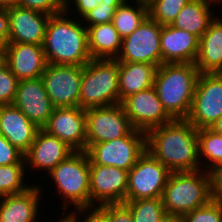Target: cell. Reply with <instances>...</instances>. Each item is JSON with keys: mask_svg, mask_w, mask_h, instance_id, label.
Returning a JSON list of instances; mask_svg holds the SVG:
<instances>
[{"mask_svg": "<svg viewBox=\"0 0 222 222\" xmlns=\"http://www.w3.org/2000/svg\"><path fill=\"white\" fill-rule=\"evenodd\" d=\"M146 150L171 172L200 170L197 129L175 119L146 133Z\"/></svg>", "mask_w": 222, "mask_h": 222, "instance_id": "cell-1", "label": "cell"}, {"mask_svg": "<svg viewBox=\"0 0 222 222\" xmlns=\"http://www.w3.org/2000/svg\"><path fill=\"white\" fill-rule=\"evenodd\" d=\"M68 16L65 10L50 16L42 45L45 57L48 64L84 66L92 59L87 28L84 23L81 25L82 20Z\"/></svg>", "mask_w": 222, "mask_h": 222, "instance_id": "cell-2", "label": "cell"}, {"mask_svg": "<svg viewBox=\"0 0 222 222\" xmlns=\"http://www.w3.org/2000/svg\"><path fill=\"white\" fill-rule=\"evenodd\" d=\"M199 74L194 63H164L157 68L154 87L173 120L188 117Z\"/></svg>", "mask_w": 222, "mask_h": 222, "instance_id": "cell-3", "label": "cell"}, {"mask_svg": "<svg viewBox=\"0 0 222 222\" xmlns=\"http://www.w3.org/2000/svg\"><path fill=\"white\" fill-rule=\"evenodd\" d=\"M212 198V175L203 169L171 172L161 196L165 212L182 217Z\"/></svg>", "mask_w": 222, "mask_h": 222, "instance_id": "cell-4", "label": "cell"}, {"mask_svg": "<svg viewBox=\"0 0 222 222\" xmlns=\"http://www.w3.org/2000/svg\"><path fill=\"white\" fill-rule=\"evenodd\" d=\"M119 104V62L91 59L83 66L80 108L83 110Z\"/></svg>", "mask_w": 222, "mask_h": 222, "instance_id": "cell-5", "label": "cell"}, {"mask_svg": "<svg viewBox=\"0 0 222 222\" xmlns=\"http://www.w3.org/2000/svg\"><path fill=\"white\" fill-rule=\"evenodd\" d=\"M49 177L63 200L64 212H67L69 204L75 210L90 207V171L86 151H74L49 173Z\"/></svg>", "mask_w": 222, "mask_h": 222, "instance_id": "cell-6", "label": "cell"}, {"mask_svg": "<svg viewBox=\"0 0 222 222\" xmlns=\"http://www.w3.org/2000/svg\"><path fill=\"white\" fill-rule=\"evenodd\" d=\"M146 133L134 130L115 140L91 144L86 153L89 164L114 166L129 171L146 152Z\"/></svg>", "mask_w": 222, "mask_h": 222, "instance_id": "cell-7", "label": "cell"}, {"mask_svg": "<svg viewBox=\"0 0 222 222\" xmlns=\"http://www.w3.org/2000/svg\"><path fill=\"white\" fill-rule=\"evenodd\" d=\"M222 116V73H200L186 120L196 129L210 128Z\"/></svg>", "mask_w": 222, "mask_h": 222, "instance_id": "cell-8", "label": "cell"}, {"mask_svg": "<svg viewBox=\"0 0 222 222\" xmlns=\"http://www.w3.org/2000/svg\"><path fill=\"white\" fill-rule=\"evenodd\" d=\"M162 25L149 16L130 35L123 38L119 63L162 64L160 36Z\"/></svg>", "mask_w": 222, "mask_h": 222, "instance_id": "cell-9", "label": "cell"}, {"mask_svg": "<svg viewBox=\"0 0 222 222\" xmlns=\"http://www.w3.org/2000/svg\"><path fill=\"white\" fill-rule=\"evenodd\" d=\"M171 171L145 152L128 171L126 201L161 198Z\"/></svg>", "mask_w": 222, "mask_h": 222, "instance_id": "cell-10", "label": "cell"}, {"mask_svg": "<svg viewBox=\"0 0 222 222\" xmlns=\"http://www.w3.org/2000/svg\"><path fill=\"white\" fill-rule=\"evenodd\" d=\"M85 114L86 149L91 144L115 140L135 130L121 103L87 109Z\"/></svg>", "mask_w": 222, "mask_h": 222, "instance_id": "cell-11", "label": "cell"}, {"mask_svg": "<svg viewBox=\"0 0 222 222\" xmlns=\"http://www.w3.org/2000/svg\"><path fill=\"white\" fill-rule=\"evenodd\" d=\"M83 66L47 64L41 79L54 107H80Z\"/></svg>", "mask_w": 222, "mask_h": 222, "instance_id": "cell-12", "label": "cell"}, {"mask_svg": "<svg viewBox=\"0 0 222 222\" xmlns=\"http://www.w3.org/2000/svg\"><path fill=\"white\" fill-rule=\"evenodd\" d=\"M121 105L135 130H149L171 122L164 110L154 86L129 95Z\"/></svg>", "mask_w": 222, "mask_h": 222, "instance_id": "cell-13", "label": "cell"}, {"mask_svg": "<svg viewBox=\"0 0 222 222\" xmlns=\"http://www.w3.org/2000/svg\"><path fill=\"white\" fill-rule=\"evenodd\" d=\"M90 207L124 203L128 186V171L114 166L89 164Z\"/></svg>", "mask_w": 222, "mask_h": 222, "instance_id": "cell-14", "label": "cell"}, {"mask_svg": "<svg viewBox=\"0 0 222 222\" xmlns=\"http://www.w3.org/2000/svg\"><path fill=\"white\" fill-rule=\"evenodd\" d=\"M74 151H86V114L77 107H55L42 128Z\"/></svg>", "mask_w": 222, "mask_h": 222, "instance_id": "cell-15", "label": "cell"}, {"mask_svg": "<svg viewBox=\"0 0 222 222\" xmlns=\"http://www.w3.org/2000/svg\"><path fill=\"white\" fill-rule=\"evenodd\" d=\"M13 105L39 129L48 123L55 108L47 95L41 77L20 80Z\"/></svg>", "mask_w": 222, "mask_h": 222, "instance_id": "cell-16", "label": "cell"}, {"mask_svg": "<svg viewBox=\"0 0 222 222\" xmlns=\"http://www.w3.org/2000/svg\"><path fill=\"white\" fill-rule=\"evenodd\" d=\"M7 12L9 17V43L43 45L50 15L17 5L7 7Z\"/></svg>", "mask_w": 222, "mask_h": 222, "instance_id": "cell-17", "label": "cell"}, {"mask_svg": "<svg viewBox=\"0 0 222 222\" xmlns=\"http://www.w3.org/2000/svg\"><path fill=\"white\" fill-rule=\"evenodd\" d=\"M3 62L19 81L41 77L48 64L43 46L28 43H8Z\"/></svg>", "mask_w": 222, "mask_h": 222, "instance_id": "cell-18", "label": "cell"}, {"mask_svg": "<svg viewBox=\"0 0 222 222\" xmlns=\"http://www.w3.org/2000/svg\"><path fill=\"white\" fill-rule=\"evenodd\" d=\"M73 152L65 142L39 129L31 147L24 153L25 165L38 171L43 169L49 174Z\"/></svg>", "mask_w": 222, "mask_h": 222, "instance_id": "cell-19", "label": "cell"}, {"mask_svg": "<svg viewBox=\"0 0 222 222\" xmlns=\"http://www.w3.org/2000/svg\"><path fill=\"white\" fill-rule=\"evenodd\" d=\"M160 50L164 63H194L199 50V38L172 25L161 28Z\"/></svg>", "mask_w": 222, "mask_h": 222, "instance_id": "cell-20", "label": "cell"}, {"mask_svg": "<svg viewBox=\"0 0 222 222\" xmlns=\"http://www.w3.org/2000/svg\"><path fill=\"white\" fill-rule=\"evenodd\" d=\"M39 128L17 107L0 105V134L25 153L34 142Z\"/></svg>", "mask_w": 222, "mask_h": 222, "instance_id": "cell-21", "label": "cell"}, {"mask_svg": "<svg viewBox=\"0 0 222 222\" xmlns=\"http://www.w3.org/2000/svg\"><path fill=\"white\" fill-rule=\"evenodd\" d=\"M41 189L31 185L24 192L1 196L0 222H37Z\"/></svg>", "mask_w": 222, "mask_h": 222, "instance_id": "cell-22", "label": "cell"}, {"mask_svg": "<svg viewBox=\"0 0 222 222\" xmlns=\"http://www.w3.org/2000/svg\"><path fill=\"white\" fill-rule=\"evenodd\" d=\"M195 65L199 73H222V18L216 16L199 38Z\"/></svg>", "mask_w": 222, "mask_h": 222, "instance_id": "cell-23", "label": "cell"}, {"mask_svg": "<svg viewBox=\"0 0 222 222\" xmlns=\"http://www.w3.org/2000/svg\"><path fill=\"white\" fill-rule=\"evenodd\" d=\"M87 28L88 50L92 59H117L123 38L112 22Z\"/></svg>", "mask_w": 222, "mask_h": 222, "instance_id": "cell-24", "label": "cell"}, {"mask_svg": "<svg viewBox=\"0 0 222 222\" xmlns=\"http://www.w3.org/2000/svg\"><path fill=\"white\" fill-rule=\"evenodd\" d=\"M157 68L150 63H119V103L129 95L154 86Z\"/></svg>", "mask_w": 222, "mask_h": 222, "instance_id": "cell-25", "label": "cell"}, {"mask_svg": "<svg viewBox=\"0 0 222 222\" xmlns=\"http://www.w3.org/2000/svg\"><path fill=\"white\" fill-rule=\"evenodd\" d=\"M212 3L217 4L212 0H191L182 8L171 25L200 38L216 17L211 10V5H214Z\"/></svg>", "mask_w": 222, "mask_h": 222, "instance_id": "cell-26", "label": "cell"}, {"mask_svg": "<svg viewBox=\"0 0 222 222\" xmlns=\"http://www.w3.org/2000/svg\"><path fill=\"white\" fill-rule=\"evenodd\" d=\"M135 1V2H134ZM136 6L130 5L125 0L117 9L113 16L112 23L122 38L130 35L149 16L146 1L134 0Z\"/></svg>", "mask_w": 222, "mask_h": 222, "instance_id": "cell-27", "label": "cell"}, {"mask_svg": "<svg viewBox=\"0 0 222 222\" xmlns=\"http://www.w3.org/2000/svg\"><path fill=\"white\" fill-rule=\"evenodd\" d=\"M197 138L199 158L208 162V165H201L202 169L211 173L222 165V135L210 128H201L197 129Z\"/></svg>", "mask_w": 222, "mask_h": 222, "instance_id": "cell-28", "label": "cell"}, {"mask_svg": "<svg viewBox=\"0 0 222 222\" xmlns=\"http://www.w3.org/2000/svg\"><path fill=\"white\" fill-rule=\"evenodd\" d=\"M25 163L0 166V197L26 191L30 185L24 184ZM24 184V185H23Z\"/></svg>", "mask_w": 222, "mask_h": 222, "instance_id": "cell-29", "label": "cell"}, {"mask_svg": "<svg viewBox=\"0 0 222 222\" xmlns=\"http://www.w3.org/2000/svg\"><path fill=\"white\" fill-rule=\"evenodd\" d=\"M130 209L133 222H159L166 213L161 198H146L125 201Z\"/></svg>", "mask_w": 222, "mask_h": 222, "instance_id": "cell-30", "label": "cell"}, {"mask_svg": "<svg viewBox=\"0 0 222 222\" xmlns=\"http://www.w3.org/2000/svg\"><path fill=\"white\" fill-rule=\"evenodd\" d=\"M191 0H147L148 15L157 23L171 25L183 7Z\"/></svg>", "mask_w": 222, "mask_h": 222, "instance_id": "cell-31", "label": "cell"}, {"mask_svg": "<svg viewBox=\"0 0 222 222\" xmlns=\"http://www.w3.org/2000/svg\"><path fill=\"white\" fill-rule=\"evenodd\" d=\"M182 222H222V202L212 198L206 205L185 214Z\"/></svg>", "mask_w": 222, "mask_h": 222, "instance_id": "cell-32", "label": "cell"}, {"mask_svg": "<svg viewBox=\"0 0 222 222\" xmlns=\"http://www.w3.org/2000/svg\"><path fill=\"white\" fill-rule=\"evenodd\" d=\"M125 0H103L95 9L87 13L83 18H81L82 23L86 21V27L93 26L96 24L110 23L112 22L113 16L116 9Z\"/></svg>", "mask_w": 222, "mask_h": 222, "instance_id": "cell-33", "label": "cell"}, {"mask_svg": "<svg viewBox=\"0 0 222 222\" xmlns=\"http://www.w3.org/2000/svg\"><path fill=\"white\" fill-rule=\"evenodd\" d=\"M19 80L2 61L0 64V105L13 104Z\"/></svg>", "mask_w": 222, "mask_h": 222, "instance_id": "cell-34", "label": "cell"}, {"mask_svg": "<svg viewBox=\"0 0 222 222\" xmlns=\"http://www.w3.org/2000/svg\"><path fill=\"white\" fill-rule=\"evenodd\" d=\"M64 0H17V6L36 10L50 16L65 10Z\"/></svg>", "mask_w": 222, "mask_h": 222, "instance_id": "cell-35", "label": "cell"}, {"mask_svg": "<svg viewBox=\"0 0 222 222\" xmlns=\"http://www.w3.org/2000/svg\"><path fill=\"white\" fill-rule=\"evenodd\" d=\"M25 163L24 153L0 134V166Z\"/></svg>", "mask_w": 222, "mask_h": 222, "instance_id": "cell-36", "label": "cell"}, {"mask_svg": "<svg viewBox=\"0 0 222 222\" xmlns=\"http://www.w3.org/2000/svg\"><path fill=\"white\" fill-rule=\"evenodd\" d=\"M107 216L108 222H133L130 209L124 203L98 206Z\"/></svg>", "mask_w": 222, "mask_h": 222, "instance_id": "cell-37", "label": "cell"}, {"mask_svg": "<svg viewBox=\"0 0 222 222\" xmlns=\"http://www.w3.org/2000/svg\"><path fill=\"white\" fill-rule=\"evenodd\" d=\"M70 1L72 2V4ZM102 1L103 0H67L64 4L65 11L69 12L68 14H70V9H73L75 7L76 9L73 10H76V13L78 12L77 15H80V17L83 18L91 10L95 9Z\"/></svg>", "mask_w": 222, "mask_h": 222, "instance_id": "cell-38", "label": "cell"}, {"mask_svg": "<svg viewBox=\"0 0 222 222\" xmlns=\"http://www.w3.org/2000/svg\"><path fill=\"white\" fill-rule=\"evenodd\" d=\"M92 208H77V222H81L79 218L81 216L85 217L82 222H108V216L98 206H94V210ZM79 213L82 215L80 216Z\"/></svg>", "mask_w": 222, "mask_h": 222, "instance_id": "cell-39", "label": "cell"}, {"mask_svg": "<svg viewBox=\"0 0 222 222\" xmlns=\"http://www.w3.org/2000/svg\"><path fill=\"white\" fill-rule=\"evenodd\" d=\"M9 17L7 8H0V52H4L8 42Z\"/></svg>", "mask_w": 222, "mask_h": 222, "instance_id": "cell-40", "label": "cell"}, {"mask_svg": "<svg viewBox=\"0 0 222 222\" xmlns=\"http://www.w3.org/2000/svg\"><path fill=\"white\" fill-rule=\"evenodd\" d=\"M211 175L213 199L222 202V165L211 172Z\"/></svg>", "mask_w": 222, "mask_h": 222, "instance_id": "cell-41", "label": "cell"}, {"mask_svg": "<svg viewBox=\"0 0 222 222\" xmlns=\"http://www.w3.org/2000/svg\"><path fill=\"white\" fill-rule=\"evenodd\" d=\"M159 222H182V216L165 213Z\"/></svg>", "mask_w": 222, "mask_h": 222, "instance_id": "cell-42", "label": "cell"}, {"mask_svg": "<svg viewBox=\"0 0 222 222\" xmlns=\"http://www.w3.org/2000/svg\"><path fill=\"white\" fill-rule=\"evenodd\" d=\"M66 215L57 222H77V210L75 212L70 211V213Z\"/></svg>", "mask_w": 222, "mask_h": 222, "instance_id": "cell-43", "label": "cell"}, {"mask_svg": "<svg viewBox=\"0 0 222 222\" xmlns=\"http://www.w3.org/2000/svg\"><path fill=\"white\" fill-rule=\"evenodd\" d=\"M215 133L222 135V116L217 119V121L210 127Z\"/></svg>", "mask_w": 222, "mask_h": 222, "instance_id": "cell-44", "label": "cell"}, {"mask_svg": "<svg viewBox=\"0 0 222 222\" xmlns=\"http://www.w3.org/2000/svg\"><path fill=\"white\" fill-rule=\"evenodd\" d=\"M17 5V0H0V8H7Z\"/></svg>", "mask_w": 222, "mask_h": 222, "instance_id": "cell-45", "label": "cell"}, {"mask_svg": "<svg viewBox=\"0 0 222 222\" xmlns=\"http://www.w3.org/2000/svg\"><path fill=\"white\" fill-rule=\"evenodd\" d=\"M3 61V52H0V64Z\"/></svg>", "mask_w": 222, "mask_h": 222, "instance_id": "cell-46", "label": "cell"}, {"mask_svg": "<svg viewBox=\"0 0 222 222\" xmlns=\"http://www.w3.org/2000/svg\"><path fill=\"white\" fill-rule=\"evenodd\" d=\"M212 1H214L215 3H218V5H219L220 3H222V0H212Z\"/></svg>", "mask_w": 222, "mask_h": 222, "instance_id": "cell-47", "label": "cell"}]
</instances>
